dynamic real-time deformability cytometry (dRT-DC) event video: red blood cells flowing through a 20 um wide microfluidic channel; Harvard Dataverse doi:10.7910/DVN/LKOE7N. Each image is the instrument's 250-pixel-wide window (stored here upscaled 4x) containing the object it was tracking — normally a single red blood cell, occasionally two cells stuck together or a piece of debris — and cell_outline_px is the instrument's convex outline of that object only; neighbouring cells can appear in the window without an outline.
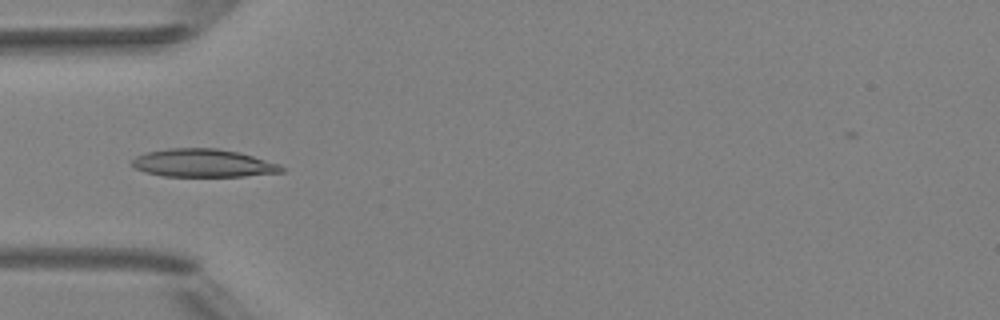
{"species": "Egyptian fruit bat (a non-hibernating species)", "species_latin": "Rousettus aegyptiacus", "temperature_condition": "room temperature", "stored_images_in_passage": 5, "camera_frame_rate_fps": 3000, "um_per_image_px": 0.085, "animal": {"sex": "female"}, "frame": {"image": 1, "passage_image": 4, "time_ms": 4.667, "image_size_px": [1000, 320], "cell_outline_px": [[284, 172], [244, 176], [164, 176], [144, 172], [132, 168], [132, 160], [136, 156], [148, 152], [168, 148], [216, 148], [240, 152], [280, 164], [284, 168]], "centroid_in_image_um": [17.26, 13.86], "position_along_channel_um": 67.7, "area_um2": 24.51}}
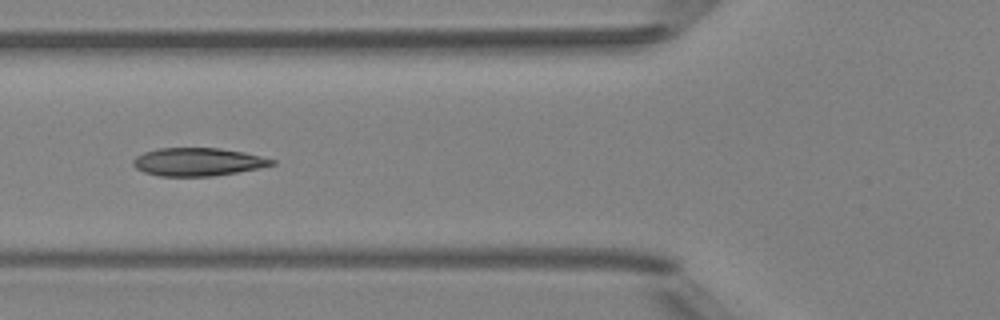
{"frame": {"image": 2, "passage_image": 5, "time_ms": 5.667, "image_size_px": [1000, 320], "cell_outline_px": [[276, 164], [260, 168], [212, 176], [160, 176], [144, 172], [136, 168], [132, 164], [132, 160], [136, 156], [144, 152], [160, 148], [220, 148], [244, 152], [276, 160]], "centroid_in_image_um": [16.82, 13.76], "position_along_channel_um": 109.0, "area_um2": 22.66}}